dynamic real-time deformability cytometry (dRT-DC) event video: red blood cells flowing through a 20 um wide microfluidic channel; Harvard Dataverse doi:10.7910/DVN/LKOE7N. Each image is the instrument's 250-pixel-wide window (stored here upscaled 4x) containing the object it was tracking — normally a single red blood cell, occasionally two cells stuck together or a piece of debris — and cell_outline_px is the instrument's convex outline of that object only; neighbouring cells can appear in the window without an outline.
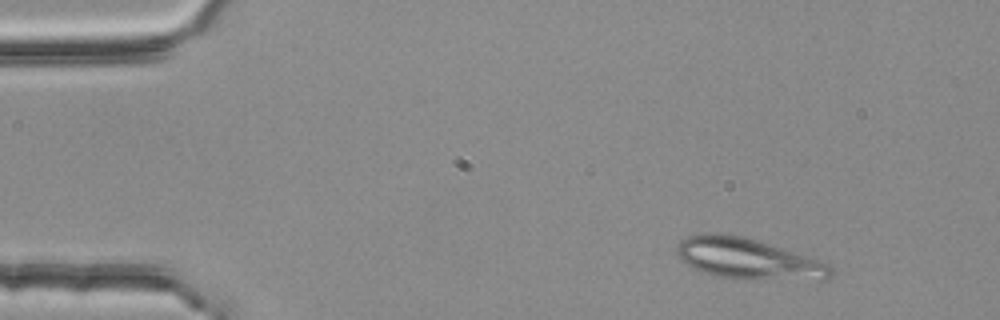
{"species": "common noctule bat (a hibernating species)", "species_latin": "Nyctalus noctula", "temperature_condition": "room temperature", "stored_images_in_passage": 3, "camera_frame_rate_fps": 3000, "um_per_image_px": 0.085, "animal": {"sex": "female", "body_mass_g": 25.1}, "frame": {"image": 1, "passage_image": 1, "time_ms": 0.0, "image_size_px": [1000, 320], "cell_outline_px": [[832, 276], [828, 280], [748, 280], [720, 276], [704, 272], [692, 268], [684, 264], [676, 256], [676, 244], [680, 240], [688, 236], [700, 232], [712, 232], [744, 236], [784, 248], [832, 264]], "centroid_in_image_um": [63.59, 22.0], "position_along_channel_um": 21.4, "area_um2": 37.63}}